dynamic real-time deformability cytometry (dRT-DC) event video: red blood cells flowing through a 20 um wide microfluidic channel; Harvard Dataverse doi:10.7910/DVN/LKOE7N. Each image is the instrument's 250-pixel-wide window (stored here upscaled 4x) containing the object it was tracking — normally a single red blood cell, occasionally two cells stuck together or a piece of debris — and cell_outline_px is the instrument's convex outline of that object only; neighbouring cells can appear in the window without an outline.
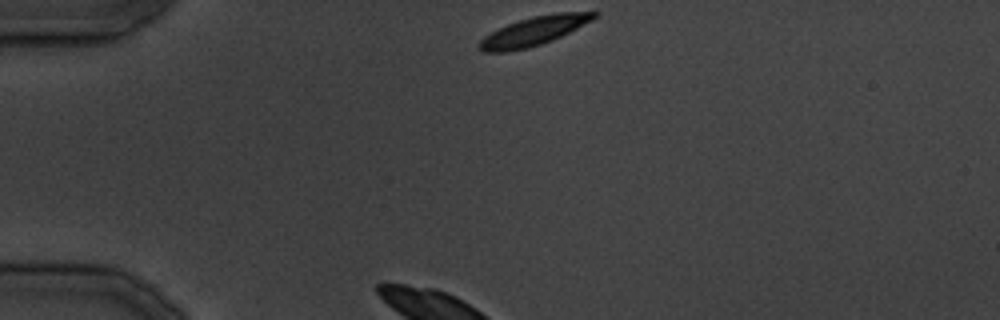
{"species": "common noctule bat (a hibernating species)", "species_latin": "Nyctalus noctula", "temperature_condition": "cold", "stored_images_in_passage": 20, "camera_frame_rate_fps": 3000, "um_per_image_px": 0.085, "animal": {"sex": "male", "body_mass_g": 19.5, "forearm_length_mm": 54.6}, "frame": {"image": 1, "passage_image": 1, "time_ms": 0.0, "image_size_px": [1000, 320], "cell_outline_px": [[600, 12], [592, 20], [552, 40], [528, 48], [508, 52], [484, 52], [480, 48], [480, 40], [484, 36], [508, 24], [532, 16], [556, 12]], "centroid_in_image_um": [45.37, 2.64], "position_along_channel_um": 39.6, "area_um2": 18.9}}